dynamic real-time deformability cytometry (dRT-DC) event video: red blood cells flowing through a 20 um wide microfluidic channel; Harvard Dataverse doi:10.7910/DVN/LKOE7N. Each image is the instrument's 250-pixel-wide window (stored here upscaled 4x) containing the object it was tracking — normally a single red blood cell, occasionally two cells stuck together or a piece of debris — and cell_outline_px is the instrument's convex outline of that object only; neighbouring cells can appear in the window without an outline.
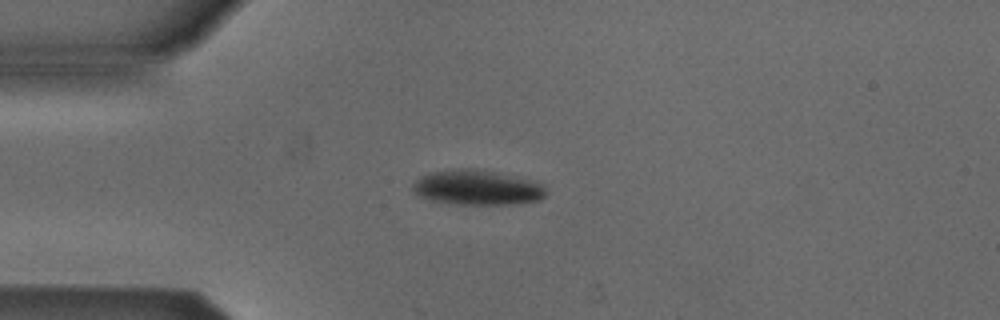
{"species": "Egyptian fruit bat (a non-hibernating species)", "species_latin": "Rousettus aegyptiacus", "temperature_condition": "cold", "stored_images_in_passage": 52, "camera_frame_rate_fps": 3000, "um_per_image_px": 0.085, "animal": {"sex": "male"}, "frame": {"image": 1, "passage_image": 13, "time_ms": 4.0, "image_size_px": [1000, 320], "cell_outline_px": [[544, 196], [540, 200], [508, 204], [460, 204], [432, 200], [420, 196], [412, 188], [412, 184], [420, 176], [428, 172], [460, 168], [472, 168], [496, 172], [544, 184]], "centroid_in_image_um": [40.52, 15.93], "position_along_channel_um": 44.5, "area_um2": 26.76}}
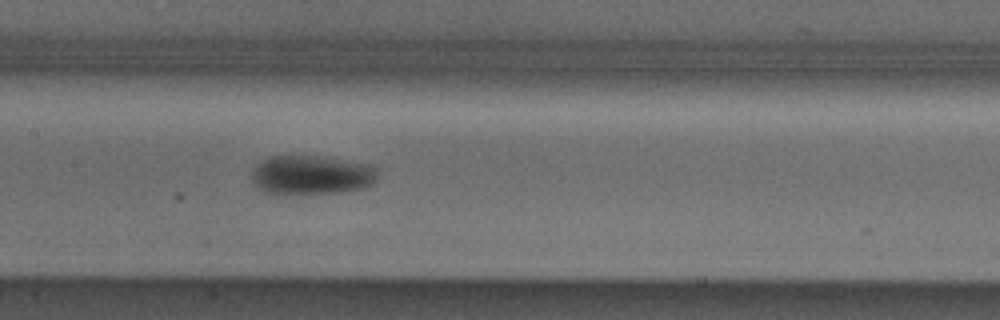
{"frame": {"image": 2, "passage_image": 25, "time_ms": 8.0, "image_size_px": [1000, 320], "cell_outline_px": [[376, 180], [372, 184], [364, 188], [340, 192], [264, 192], [256, 188], [252, 184], [252, 172], [256, 164], [268, 156], [324, 156], [368, 164], [376, 168]], "centroid_in_image_um": [26.46, 14.84], "position_along_channel_um": 180.9, "area_um2": 28.44}}
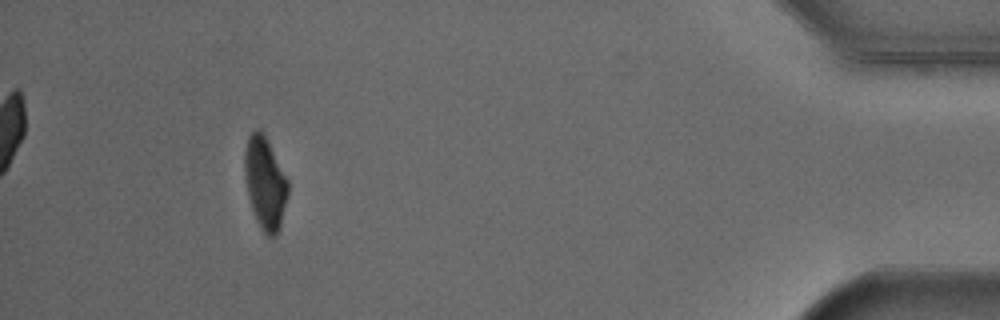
{"frame": {"image": 3, "passage_image": 48, "time_ms": 15.667, "image_size_px": [1000, 320], "cell_outline_px": [[288, 196], [280, 228], [276, 236], [268, 236], [260, 228], [256, 220], [248, 196], [244, 176], [244, 152], [248, 136], [256, 128], [260, 128], [264, 132], [288, 180]], "centroid_in_image_um": [22.53, 15.54], "position_along_channel_um": 412.7, "area_um2": 23.58}, "authors_computed_cell_mechanics": {"area_um2": 26.1256, "velocity_mm_per_s": 3.8861, "shape_relaxation_time_tau1_ms": 2.2981, "shape_relaxation_time_tau2_ms": null, "deformation_change_tau1": 0.1263, "deformation_change_tau2": null}}